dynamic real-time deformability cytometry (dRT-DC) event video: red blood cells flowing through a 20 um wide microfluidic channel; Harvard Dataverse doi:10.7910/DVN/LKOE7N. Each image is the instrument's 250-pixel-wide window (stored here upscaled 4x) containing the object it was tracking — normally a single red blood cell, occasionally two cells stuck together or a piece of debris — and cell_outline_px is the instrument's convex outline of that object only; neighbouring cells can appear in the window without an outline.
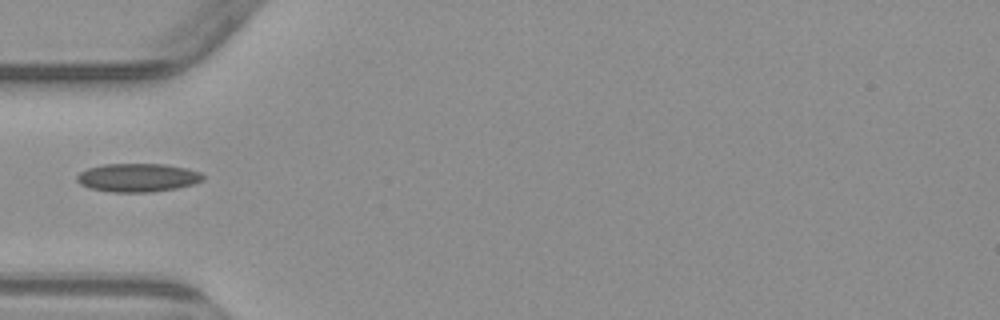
{"species": "common noctule bat (a hibernating species)", "species_latin": "Nyctalus noctula", "temperature_condition": "warm", "stored_images_in_passage": 1, "camera_frame_rate_fps": 3000, "um_per_image_px": 0.085, "animal": {"sex": "male", "body_mass_g": 23.1, "forearm_length_mm": 52.7}, "frame": {"image": 1, "passage_image": 1, "time_ms": 0.0, "image_size_px": [1000, 320], "cell_outline_px": [[204, 180], [192, 184], [176, 188], [152, 192], [112, 192], [88, 188], [80, 184], [76, 180], [76, 176], [80, 172], [88, 168], [104, 164], [164, 164], [188, 168], [200, 172], [204, 176]], "centroid_in_image_um": [11.69, 15.1], "position_along_channel_um": 73.3, "area_um2": 20.98}}